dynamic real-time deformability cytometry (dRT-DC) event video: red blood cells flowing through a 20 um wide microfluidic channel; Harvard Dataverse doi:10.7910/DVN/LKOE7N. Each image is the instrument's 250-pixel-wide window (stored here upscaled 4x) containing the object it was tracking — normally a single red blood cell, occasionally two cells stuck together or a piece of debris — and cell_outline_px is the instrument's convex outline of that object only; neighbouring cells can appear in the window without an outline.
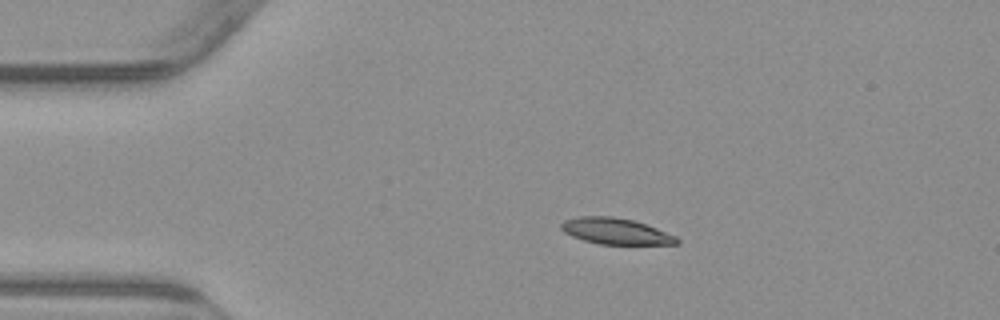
{"species": "common noctule bat (a hibernating species)", "species_latin": "Nyctalus noctula", "temperature_condition": "warm", "stored_images_in_passage": 44, "camera_frame_rate_fps": 3000, "um_per_image_px": 0.085, "animal": {"sex": "male", "body_mass_g": 23.1, "forearm_length_mm": 52.7}, "frame": {"image": 1, "passage_image": 1, "time_ms": 0.0, "image_size_px": [1000, 320], "cell_outline_px": [[680, 244], [600, 244], [584, 240], [572, 236], [564, 232], [560, 228], [560, 224], [564, 220], [576, 216], [612, 216], [632, 220], [656, 228], [676, 236], [680, 240]], "centroid_in_image_um": [52.31, 19.65], "position_along_channel_um": 32.7, "area_um2": 17.57}}
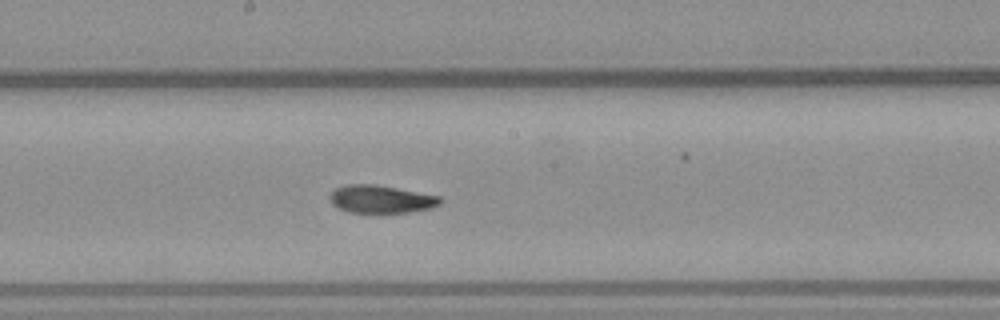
{"frame": {"image": 2, "passage_image": 19, "time_ms": 6.0, "image_size_px": [1000, 320], "cell_outline_px": [[444, 200], [440, 204], [432, 208], [408, 212], [348, 212], [332, 204], [328, 196], [336, 188], [344, 184], [376, 184], [440, 196]], "centroid_in_image_um": [32.4, 16.91], "position_along_channel_um": 215.8, "area_um2": 17.92}}
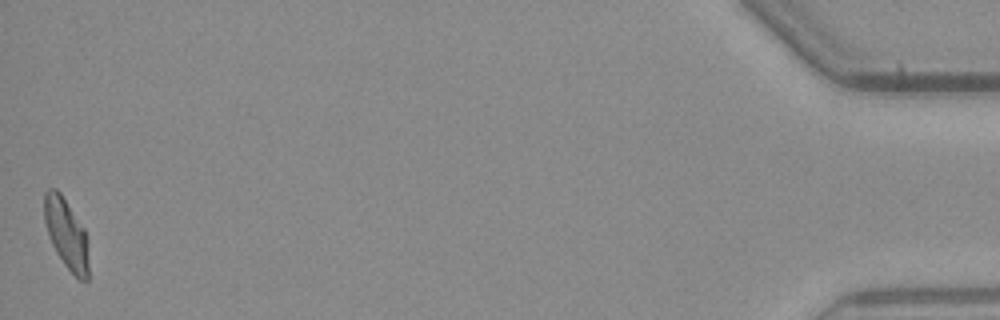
{"frame": {"image": 3, "passage_image": 44, "time_ms": 14.333, "image_size_px": [1000, 320], "cell_outline_px": [[88, 280], [80, 280], [64, 264], [56, 252], [48, 236], [44, 220], [44, 192], [48, 188], [56, 188], [60, 192], [84, 228], [88, 236]], "centroid_in_image_um": [5.64, 19.85], "position_along_channel_um": 429.6, "area_um2": 18.26}, "authors_computed_cell_mechanics": {"area_um2": 18.2648, "velocity_mm_per_s": 3.8161, "shape_relaxation_time_tau1_ms": 7.065, "shape_relaxation_time_tau2_ms": 1.889, "deformation_change_tau1": 0.2318, "deformation_change_tau2": 0.0691}}